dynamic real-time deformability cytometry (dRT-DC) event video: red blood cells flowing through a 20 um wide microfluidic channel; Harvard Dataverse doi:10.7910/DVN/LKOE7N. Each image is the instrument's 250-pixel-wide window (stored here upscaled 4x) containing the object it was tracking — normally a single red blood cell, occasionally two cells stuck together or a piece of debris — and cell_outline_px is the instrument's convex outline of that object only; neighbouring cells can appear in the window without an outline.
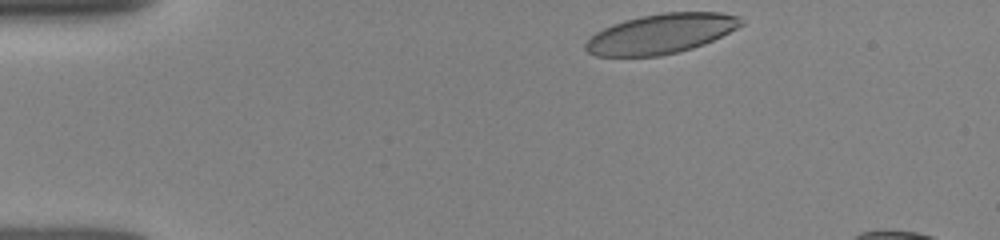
{"species": "human", "species_latin": "Homo sapiens", "temperature_condition": "room temperature", "stored_images_in_passage": 4, "camera_frame_rate_fps": 3000, "um_per_image_px": 0.085, "donor": {"sex": "female"}, "frame": {"image": 1, "passage_image": 1, "time_ms": 0.0, "image_size_px": [1000, 240], "cell_outline_px": [[744, 24], [704, 44], [692, 48], [660, 56], [596, 56], [588, 52], [584, 48], [584, 44], [596, 32], [612, 24], [624, 20], [640, 16], [664, 12], [720, 12], [736, 16], [744, 20]], "centroid_in_image_um": [56.16, 2.86], "position_along_channel_um": 28.8, "area_um2": 35.84}}
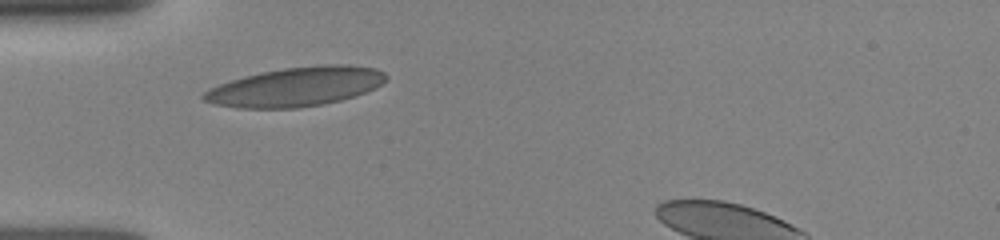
{"frame": {"image": 2, "passage_image": 3, "time_ms": 2.333, "image_size_px": [1000, 240], "cell_outline_px": [[388, 80], [376, 88], [356, 96], [324, 104], [296, 108], [236, 108], [216, 104], [204, 100], [200, 96], [208, 88], [244, 76], [260, 72], [284, 68], [324, 64], [348, 64], [376, 68], [384, 72], [388, 76]], "centroid_in_image_um": [25.19, 7.37], "position_along_channel_um": 59.8, "area_um2": 41.91}}
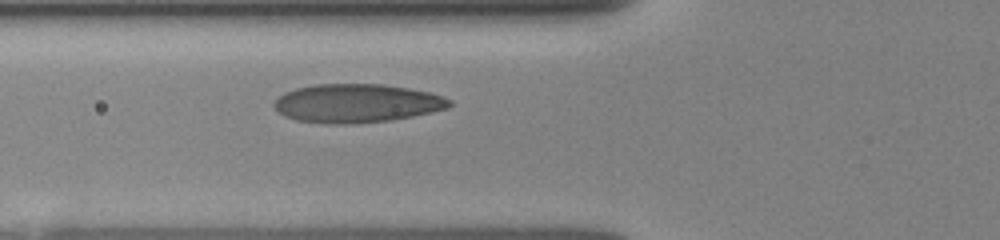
{"frame": {"image": 3, "passage_image": 4, "time_ms": 3.333, "image_size_px": [1000, 240], "cell_outline_px": [[452, 104], [448, 108], [432, 112], [412, 116], [388, 120], [340, 124], [332, 124], [296, 120], [284, 116], [272, 104], [284, 92], [296, 88], [316, 84], [384, 84], [408, 88], [428, 92], [444, 96], [452, 100]], "centroid_in_image_um": [30.34, 8.77], "position_along_channel_um": 95.5, "area_um2": 39.25}}